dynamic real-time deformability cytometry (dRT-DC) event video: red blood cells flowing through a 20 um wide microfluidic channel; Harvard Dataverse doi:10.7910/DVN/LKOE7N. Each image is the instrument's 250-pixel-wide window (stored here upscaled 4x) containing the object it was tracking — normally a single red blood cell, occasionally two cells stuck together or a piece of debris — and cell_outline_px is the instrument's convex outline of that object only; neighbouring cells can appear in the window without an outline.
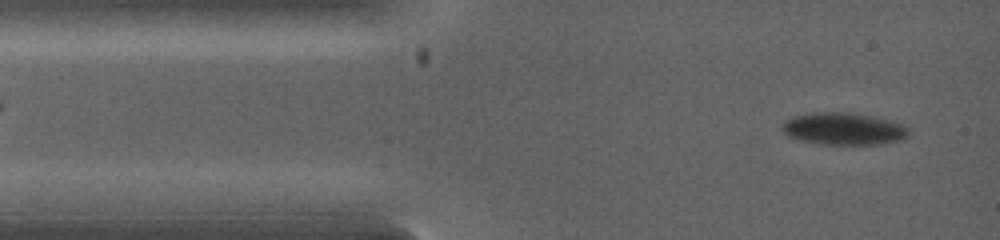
{"species": "common noctule bat (a hibernating species)", "species_latin": "Nyctalus noctula", "temperature_condition": "warm", "stored_images_in_passage": 5, "segment_of_instrument_passage": [2, 2], "camera_frame_rate_fps": 5000, "um_per_image_px": 0.085, "animal": {"sex": "female", "body_mass_g": 19.0, "forearm_length_mm": 53.3}, "frame": {"image": 1, "passage_image": 5, "time_ms": 2.6, "image_size_px": [1000, 240], "cell_outline_px": [[908, 136], [896, 140], [880, 144], [820, 144], [800, 140], [788, 136], [784, 132], [784, 120], [792, 116], [808, 112], [848, 112], [872, 116], [892, 120], [908, 128]], "centroid_in_image_um": [71.67, 10.93], "position_along_channel_um": 13.3, "area_um2": 23.64}}